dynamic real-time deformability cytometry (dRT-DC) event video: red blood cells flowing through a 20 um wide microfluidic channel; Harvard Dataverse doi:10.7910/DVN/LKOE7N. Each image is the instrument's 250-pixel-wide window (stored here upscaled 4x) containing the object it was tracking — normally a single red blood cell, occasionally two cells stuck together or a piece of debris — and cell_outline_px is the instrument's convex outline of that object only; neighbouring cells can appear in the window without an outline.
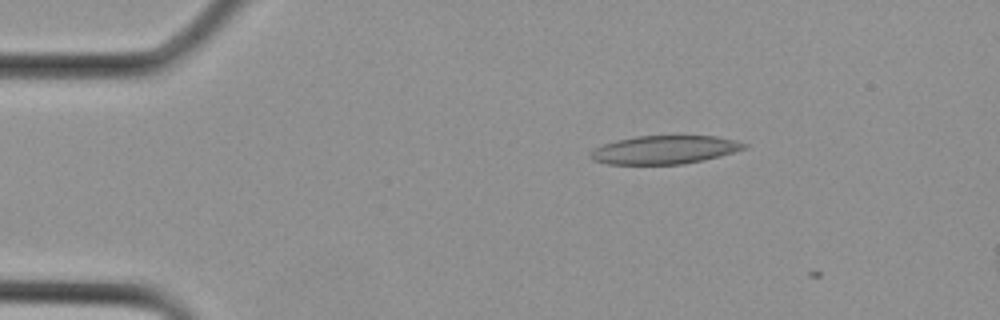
{"species": "Egyptian fruit bat (a non-hibernating species)", "species_latin": "Rousettus aegyptiacus", "temperature_condition": "cold", "stored_images_in_passage": 3, "camera_frame_rate_fps": 3000, "um_per_image_px": 0.085, "animal": {"sex": "female"}, "frame": {"image": 1, "passage_image": 1, "time_ms": 0.0, "image_size_px": [1000, 320], "cell_outline_px": [[748, 148], [720, 156], [704, 160], [684, 164], [608, 164], [592, 160], [588, 156], [592, 148], [616, 140], [636, 136], [716, 136], [736, 140], [748, 144]], "centroid_in_image_um": [56.48, 12.73], "position_along_channel_um": 28.5, "area_um2": 25.61}}